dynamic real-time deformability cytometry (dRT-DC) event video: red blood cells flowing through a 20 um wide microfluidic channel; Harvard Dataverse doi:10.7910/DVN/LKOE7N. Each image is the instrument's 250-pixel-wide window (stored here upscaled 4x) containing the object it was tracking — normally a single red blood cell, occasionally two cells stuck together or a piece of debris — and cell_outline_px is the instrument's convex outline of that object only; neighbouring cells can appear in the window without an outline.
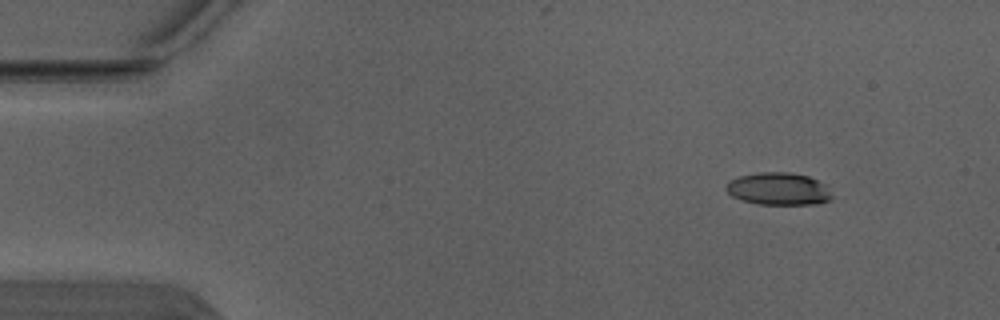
{"species": "Egyptian fruit bat (a non-hibernating species)", "species_latin": "Rousettus aegyptiacus", "temperature_condition": "warm", "stored_images_in_passage": 4, "camera_frame_rate_fps": 3000, "um_per_image_px": 0.085, "animal": {"sex": "male"}, "frame": {"image": 1, "passage_image": 1, "time_ms": 0.0, "image_size_px": [1000, 320], "cell_outline_px": [[832, 200], [816, 204], [756, 204], [740, 200], [732, 196], [724, 188], [724, 184], [728, 180], [740, 176], [760, 172], [788, 172], [808, 176], [824, 184], [832, 196]], "centroid_in_image_um": [66.12, 16.06], "position_along_channel_um": 18.9, "area_um2": 20.11}}
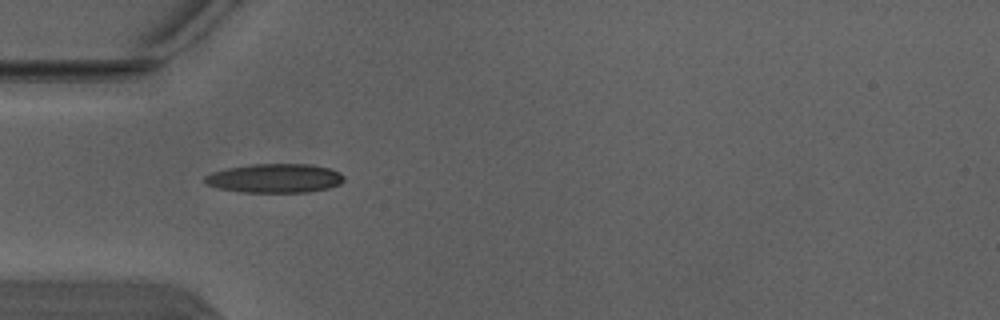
{"frame": {"image": 2, "passage_image": 3, "time_ms": 0.667, "image_size_px": [1000, 320], "cell_outline_px": [[344, 180], [340, 184], [328, 188], [308, 192], [244, 192], [216, 188], [208, 184], [204, 180], [204, 176], [212, 172], [228, 168], [252, 164], [312, 164], [328, 168], [340, 172], [344, 176]], "centroid_in_image_um": [23.37, 15.15], "position_along_channel_um": 61.6, "area_um2": 23.52}}
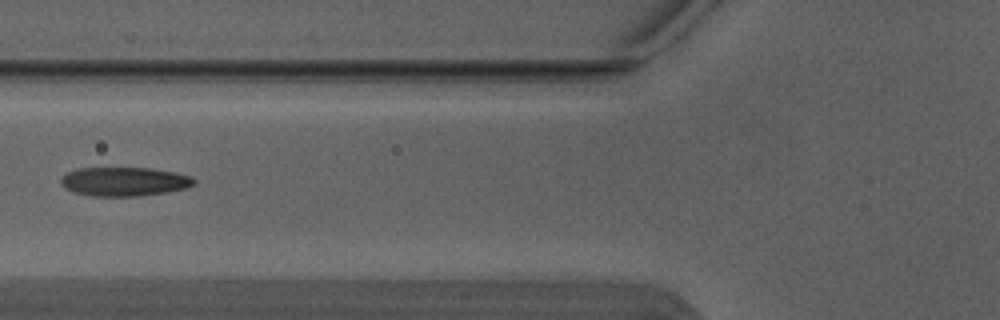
{"frame": {"image": 3, "passage_image": 4, "time_ms": 1.0, "image_size_px": [1000, 320], "cell_outline_px": [[196, 184], [184, 188], [164, 192], [136, 196], [92, 196], [72, 192], [64, 188], [60, 184], [60, 180], [68, 172], [76, 168], [152, 168], [192, 176], [196, 180]], "centroid_in_image_um": [10.53, 15.43], "position_along_channel_um": 115.3, "area_um2": 22.43}}